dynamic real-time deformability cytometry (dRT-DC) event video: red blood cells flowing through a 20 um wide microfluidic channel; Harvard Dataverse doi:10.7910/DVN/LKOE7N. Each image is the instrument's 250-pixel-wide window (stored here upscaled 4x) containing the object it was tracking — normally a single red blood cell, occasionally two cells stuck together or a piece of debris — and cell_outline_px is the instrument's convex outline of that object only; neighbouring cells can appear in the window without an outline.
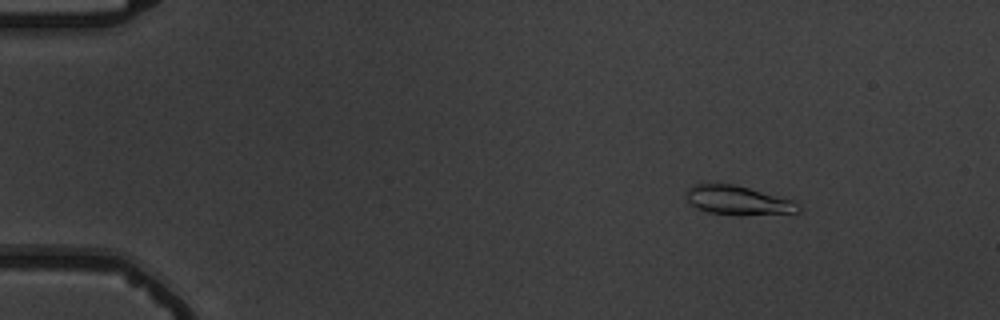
{"species": "common noctule bat (a hibernating species)", "species_latin": "Nyctalus noctula", "temperature_condition": "warm", "stored_images_in_passage": 6, "camera_frame_rate_fps": 3000, "um_per_image_px": 0.085, "animal": {"sex": "male", "body_mass_g": 19.5, "forearm_length_mm": 54.6}, "frame": {"image": 1, "passage_image": 2, "time_ms": 1.333, "image_size_px": [1000, 320], "cell_outline_px": [[800, 212], [708, 212], [696, 208], [688, 200], [688, 188], [692, 184], [732, 184], [748, 188], [792, 200], [800, 208]], "centroid_in_image_um": [62.65, 16.97], "position_along_channel_um": 22.4, "area_um2": 17.4}}
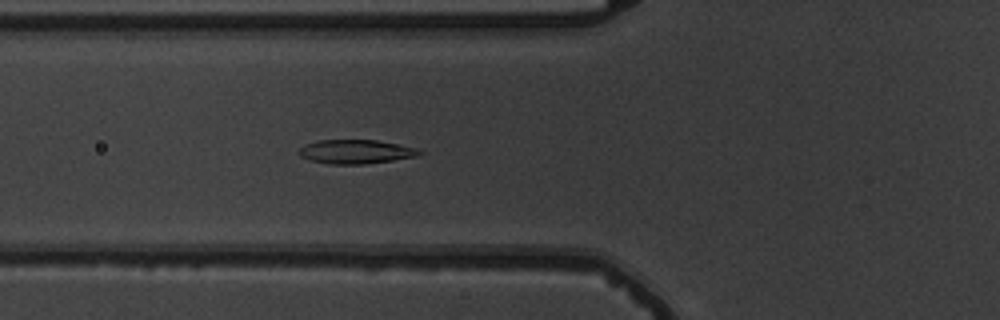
{"frame": {"image": 2, "passage_image": 6, "time_ms": 6.0, "image_size_px": [1000, 320], "cell_outline_px": [[424, 152], [416, 156], [392, 160], [364, 164], [328, 164], [308, 160], [300, 156], [296, 152], [304, 144], [320, 140], [376, 140], [420, 148]], "centroid_in_image_um": [30.22, 12.89], "position_along_channel_um": 95.6, "area_um2": 16.99}}